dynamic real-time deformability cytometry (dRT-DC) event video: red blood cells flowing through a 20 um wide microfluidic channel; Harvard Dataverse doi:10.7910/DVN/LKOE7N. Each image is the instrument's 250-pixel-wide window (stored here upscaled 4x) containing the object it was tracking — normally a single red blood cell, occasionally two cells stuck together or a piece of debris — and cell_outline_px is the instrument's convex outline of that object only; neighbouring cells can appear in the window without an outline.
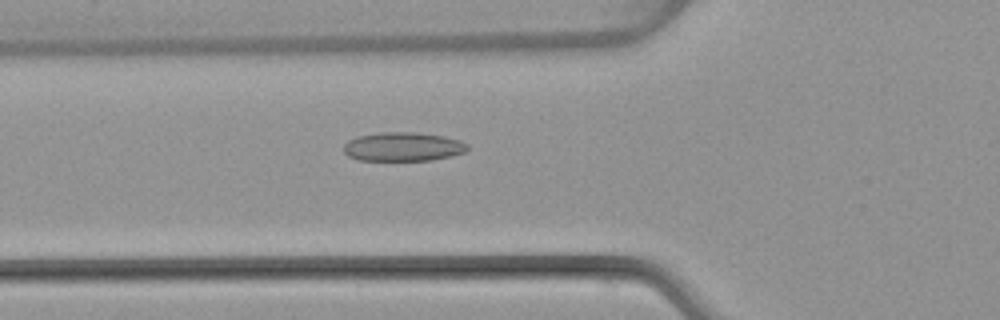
{"species": "common noctule bat (a hibernating species)", "species_latin": "Nyctalus noctula", "temperature_condition": "warm", "stored_images_in_passage": 52, "camera_frame_rate_fps": 3000, "um_per_image_px": 0.085, "animal": {"sex": "female", "body_mass_g": 22.7, "forearm_length_mm": 54.2}, "frame": {"image": 1, "passage_image": 19, "time_ms": 6.0, "image_size_px": [1000, 320], "cell_outline_px": [[468, 148], [464, 152], [452, 156], [432, 160], [356, 160], [348, 156], [344, 152], [344, 144], [348, 140], [356, 136], [380, 132], [416, 132], [444, 136], [460, 140], [468, 144]], "centroid_in_image_um": [34.24, 12.46], "position_along_channel_um": 91.6, "area_um2": 21.04}}
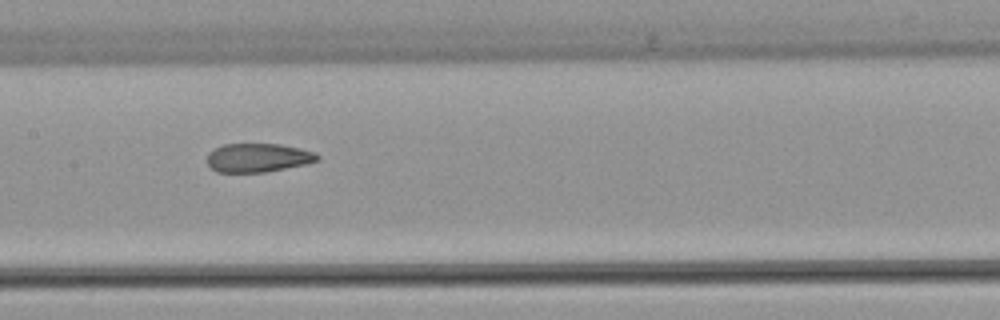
{"frame": {"image": 2, "passage_image": 26, "time_ms": 8.333, "image_size_px": [1000, 320], "cell_outline_px": [[320, 160], [308, 164], [264, 172], [216, 172], [208, 164], [208, 152], [212, 148], [224, 144], [280, 144], [300, 148], [316, 152], [320, 156]], "centroid_in_image_um": [21.96, 13.4], "position_along_channel_um": 185.4, "area_um2": 18.67}}
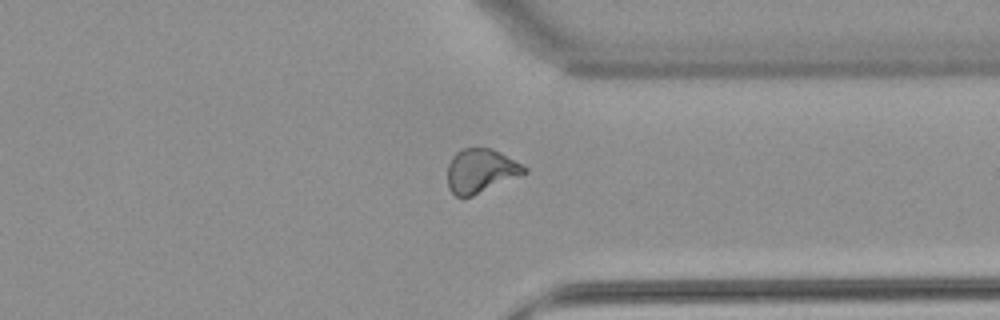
{"frame": {"image": 3, "passage_image": 40, "time_ms": 13.0, "image_size_px": [1000, 320], "cell_outline_px": [[528, 172], [472, 196], [456, 196], [448, 188], [448, 164], [452, 156], [456, 152], [464, 148], [492, 148], [528, 168]], "centroid_in_image_um": [40.84, 14.51], "position_along_channel_um": 370.6, "area_um2": 19.42}, "authors_computed_cell_mechanics": {"area_um2": 20.2589, "velocity_mm_per_s": 4.003, "shape_relaxation_time_tau1_ms": null, "shape_relaxation_time_tau2_ms": 1.9304, "deformation_change_tau1": null, "deformation_change_tau2": 0.081}}